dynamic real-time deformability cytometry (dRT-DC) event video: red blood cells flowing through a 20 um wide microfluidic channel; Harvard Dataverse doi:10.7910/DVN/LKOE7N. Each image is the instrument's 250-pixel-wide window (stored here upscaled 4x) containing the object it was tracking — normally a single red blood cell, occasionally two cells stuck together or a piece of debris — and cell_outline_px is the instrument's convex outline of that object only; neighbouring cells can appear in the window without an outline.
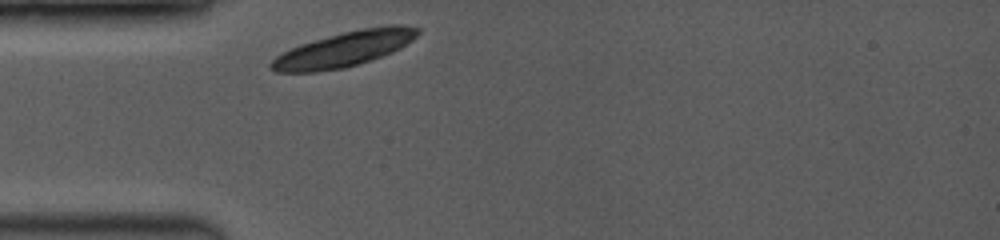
{"species": "common noctule bat (a hibernating species)", "species_latin": "Nyctalus noctula", "temperature_condition": "room temperature", "stored_images_in_passage": 1, "camera_frame_rate_fps": 3500, "um_per_image_px": 0.085, "animal": {"sex": "female", "body_mass_g": 19.0, "forearm_length_mm": 53.3}, "frame": {"image": 1, "passage_image": 1, "time_ms": 0.0, "image_size_px": [1000, 240], "cell_outline_px": [[420, 32], [412, 40], [400, 48], [392, 52], [344, 68], [316, 72], [276, 72], [268, 64], [276, 56], [300, 44], [344, 32], [364, 28], [388, 24], [404, 24], [420, 28]], "centroid_in_image_um": [29.29, 4.16], "position_along_channel_um": 55.7, "area_um2": 29.65}}